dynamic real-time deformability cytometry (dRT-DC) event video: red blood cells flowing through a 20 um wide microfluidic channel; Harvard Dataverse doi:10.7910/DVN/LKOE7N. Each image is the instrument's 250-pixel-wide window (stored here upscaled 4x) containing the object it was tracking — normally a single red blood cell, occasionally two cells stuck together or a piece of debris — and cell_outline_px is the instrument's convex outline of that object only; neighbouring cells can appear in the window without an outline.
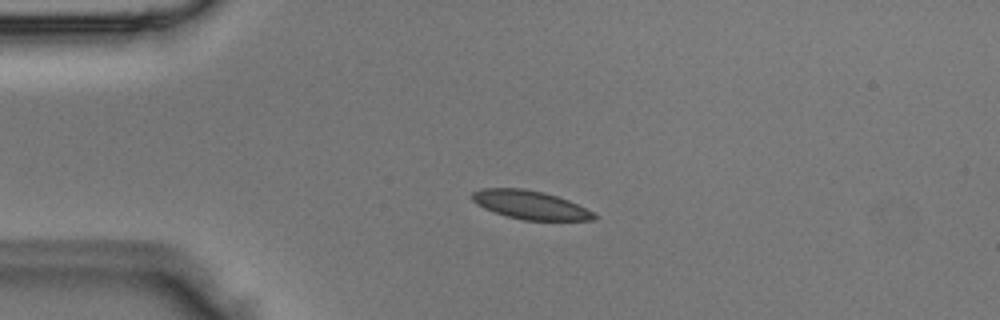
{"species": "Egyptian fruit bat (a non-hibernating species)", "species_latin": "Rousettus aegyptiacus", "temperature_condition": "room temperature", "stored_images_in_passage": 1, "camera_frame_rate_fps": 3000, "um_per_image_px": 0.085, "animal": {"sex": "male"}, "frame": {"image": 1, "passage_image": 1, "time_ms": 0.0, "image_size_px": [1000, 320], "cell_outline_px": [[596, 220], [524, 220], [508, 216], [484, 208], [476, 204], [472, 200], [472, 192], [480, 188], [524, 188], [544, 192], [568, 200], [592, 212], [596, 216]], "centroid_in_image_um": [45.03, 17.4], "position_along_channel_um": 40.0, "area_um2": 20.06}}